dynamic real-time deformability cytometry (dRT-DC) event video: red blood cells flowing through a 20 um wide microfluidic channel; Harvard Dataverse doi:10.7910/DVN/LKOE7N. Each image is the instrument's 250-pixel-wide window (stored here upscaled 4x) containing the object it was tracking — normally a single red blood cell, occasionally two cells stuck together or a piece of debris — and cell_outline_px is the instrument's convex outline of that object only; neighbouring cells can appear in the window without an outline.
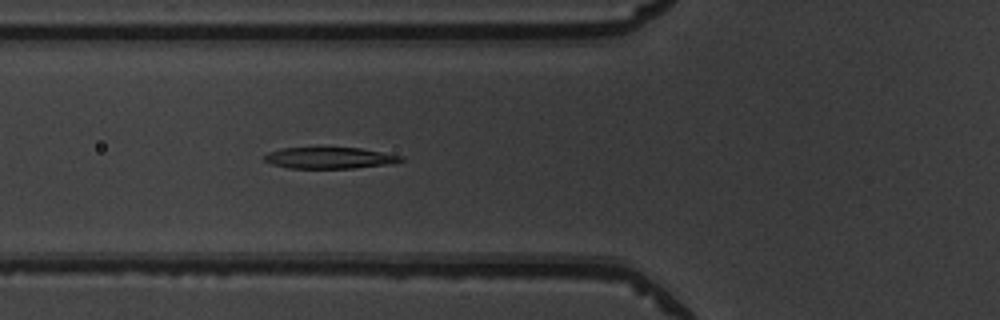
{"species": "common noctule bat (a hibernating species)", "species_latin": "Nyctalus noctula", "temperature_condition": "warm", "stored_images_in_passage": 33, "camera_frame_rate_fps": 3000, "um_per_image_px": 0.085, "animal": {"sex": "male", "body_mass_g": 19.5, "forearm_length_mm": 54.6}, "frame": {"image": 1, "passage_image": 5, "time_ms": 1.333, "image_size_px": [1000, 320], "cell_outline_px": [[404, 160], [392, 164], [352, 168], [288, 168], [272, 164], [264, 160], [264, 156], [268, 152], [284, 148], [360, 148], [404, 156]], "centroid_in_image_um": [28.05, 13.43], "position_along_channel_um": 97.8, "area_um2": 16.88}}
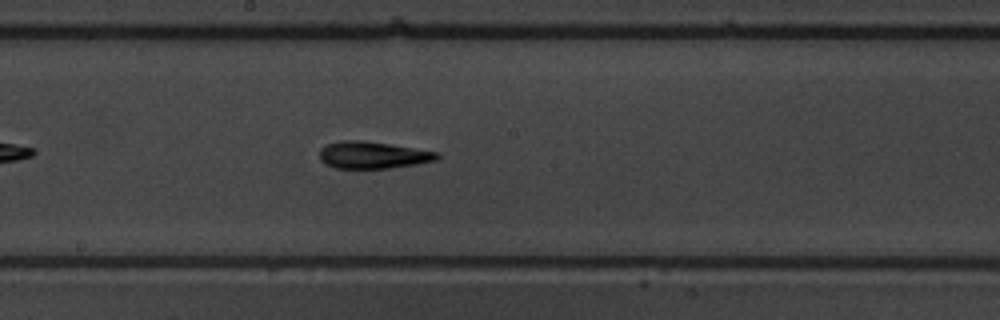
{"frame": {"image": 2, "passage_image": 14, "time_ms": 4.333, "image_size_px": [1000, 320], "cell_outline_px": [[440, 156], [436, 160], [416, 164], [388, 168], [336, 168], [324, 164], [320, 160], [320, 148], [328, 144], [340, 140], [360, 140], [388, 144], [436, 152]], "centroid_in_image_um": [31.63, 13.18], "position_along_channel_um": 216.6, "area_um2": 18.26}}
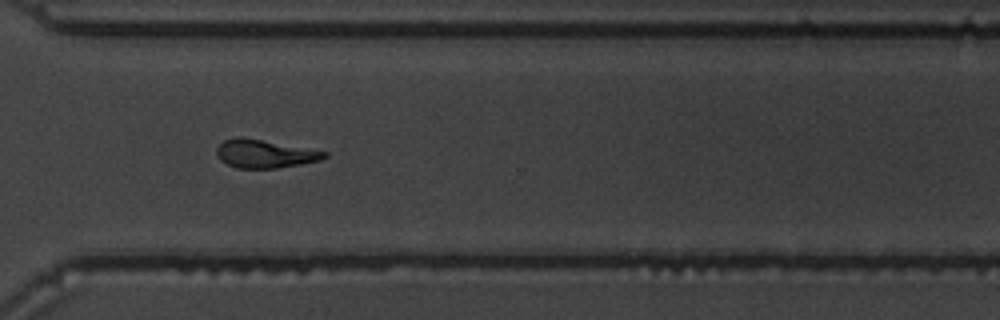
{"frame": {"image": 3, "passage_image": 24, "time_ms": 7.667, "image_size_px": [1000, 320], "cell_outline_px": [[328, 156], [320, 160], [300, 164], [276, 168], [236, 168], [220, 160], [216, 156], [216, 148], [224, 140], [240, 136], [328, 152]], "centroid_in_image_um": [22.47, 13.07], "position_along_channel_um": 348.1, "area_um2": 17.57}, "authors_computed_cell_mechanics": {"area_um2": 17.5134, "velocity_mm_per_s": 3.9488, "shape_relaxation_time_tau1_ms": 4.0838, "shape_relaxation_time_tau2_ms": 2.4533, "deformation_change_tau1": 0.1834, "deformation_change_tau2": 0.124}}